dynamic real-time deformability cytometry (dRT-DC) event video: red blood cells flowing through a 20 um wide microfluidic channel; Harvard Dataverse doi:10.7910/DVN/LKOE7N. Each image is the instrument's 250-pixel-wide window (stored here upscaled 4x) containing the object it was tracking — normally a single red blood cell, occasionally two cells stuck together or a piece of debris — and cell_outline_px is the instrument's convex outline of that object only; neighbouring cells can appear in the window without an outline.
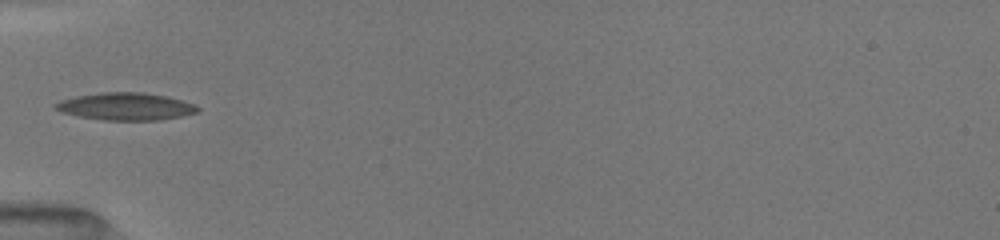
{"species": "common noctule bat (a hibernating species)", "species_latin": "Nyctalus noctula", "temperature_condition": "room temperature", "stored_images_in_passage": 34, "camera_frame_rate_fps": 3000, "um_per_image_px": 0.085, "animal": {"sex": "female", "body_mass_g": 19.5, "forearm_length_mm": 54.1}, "frame": {"image": 1, "passage_image": 1, "time_ms": 0.0, "image_size_px": [1000, 240], "cell_outline_px": [[200, 112], [160, 120], [104, 120], [80, 116], [60, 112], [52, 108], [52, 104], [60, 100], [76, 96], [100, 92], [144, 92], [168, 96], [196, 104], [200, 108]], "centroid_in_image_um": [10.69, 9.04], "position_along_channel_um": 74.3, "area_um2": 23.0}}
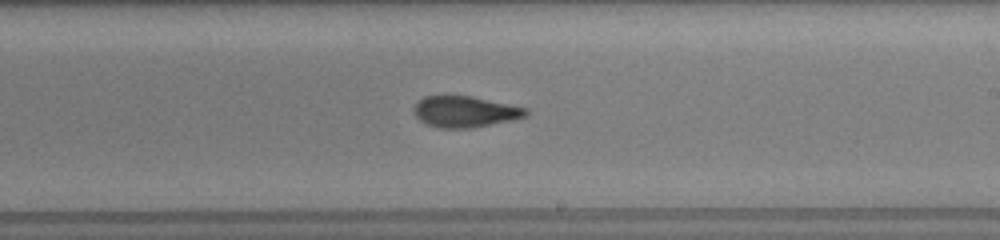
{"frame": {"image": 2, "passage_image": 14, "time_ms": 4.333, "image_size_px": [1000, 240], "cell_outline_px": [[528, 116], [512, 120], [472, 128], [440, 128], [428, 124], [420, 120], [412, 112], [412, 108], [416, 100], [424, 96], [444, 92], [472, 96], [528, 108]], "centroid_in_image_um": [39.45, 9.44], "position_along_channel_um": 249.5, "area_um2": 21.21}}
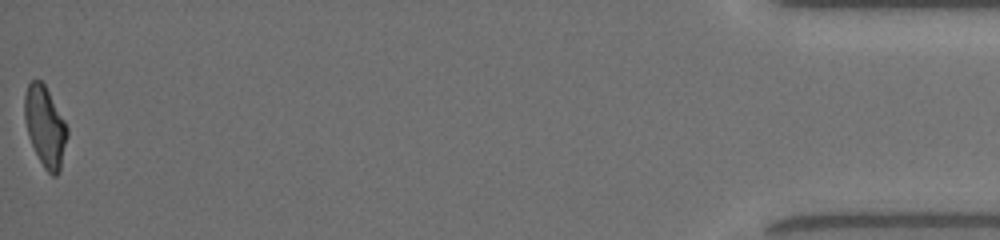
{"frame": {"image": 3, "passage_image": 34, "time_ms": 11.0, "image_size_px": [1000, 240], "cell_outline_px": [[68, 136], [60, 168], [56, 176], [52, 176], [44, 168], [28, 136], [24, 120], [24, 96], [28, 84], [32, 80], [40, 80], [44, 84], [64, 120], [68, 128]], "centroid_in_image_um": [3.82, 10.75], "position_along_channel_um": 431.4, "area_um2": 19.77}, "authors_computed_cell_mechanics": {"area_um2": 20.4901, "velocity_mm_per_s": 4.0425, "shape_relaxation_time_tau1_ms": 5.8038, "shape_relaxation_time_tau2_ms": 1.883, "deformation_change_tau1": 0.1837, "deformation_change_tau2": 0.0931}}